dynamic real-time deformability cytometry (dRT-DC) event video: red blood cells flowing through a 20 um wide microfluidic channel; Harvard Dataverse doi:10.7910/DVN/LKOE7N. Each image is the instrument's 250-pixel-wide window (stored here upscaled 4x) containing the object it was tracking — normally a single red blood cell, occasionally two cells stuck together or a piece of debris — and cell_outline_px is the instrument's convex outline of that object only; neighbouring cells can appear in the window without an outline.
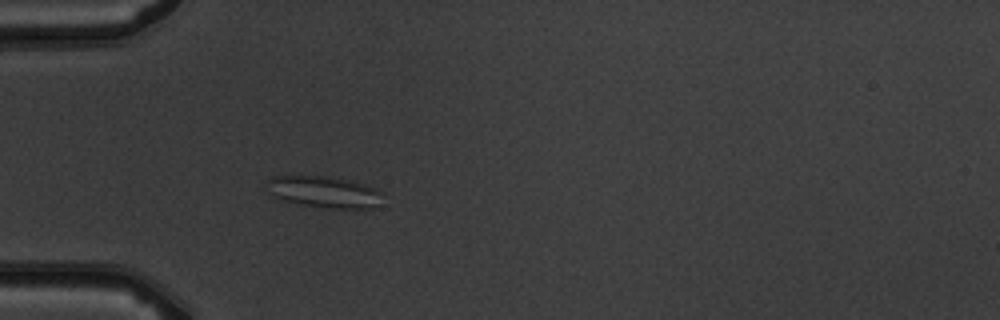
{"species": "common noctule bat (a hibernating species)", "species_latin": "Nyctalus noctula", "temperature_condition": "warm", "stored_images_in_passage": 1, "camera_frame_rate_fps": 3000, "um_per_image_px": 0.085, "animal": {"sex": "male", "body_mass_g": 19.5, "forearm_length_mm": 54.6}, "frame": {"image": 1, "passage_image": 1, "time_ms": 0.0, "image_size_px": [1000, 320], "cell_outline_px": [[380, 208], [332, 208], [300, 204], [280, 200], [272, 196], [264, 188], [268, 180], [272, 176], [328, 176], [348, 180], [364, 184], [380, 192]], "centroid_in_image_um": [27.48, 16.32], "position_along_channel_um": 57.5, "area_um2": 21.33}}